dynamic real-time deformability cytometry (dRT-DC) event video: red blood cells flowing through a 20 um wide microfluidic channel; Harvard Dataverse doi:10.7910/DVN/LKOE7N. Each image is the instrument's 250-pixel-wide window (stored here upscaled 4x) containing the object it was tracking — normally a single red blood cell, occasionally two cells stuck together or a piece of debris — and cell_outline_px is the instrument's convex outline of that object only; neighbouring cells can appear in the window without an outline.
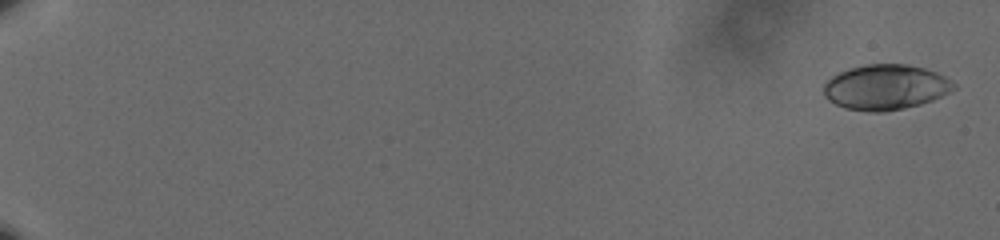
{"species": "human", "species_latin": "Homo sapiens", "temperature_condition": "cold", "stored_images_in_passage": 61, "camera_frame_rate_fps": 3000, "um_per_image_px": 0.085, "donor": {"sex": "male"}, "frame": {"image": 1, "passage_image": 2, "time_ms": 0.333, "image_size_px": [1000, 240], "cell_outline_px": [[956, 88], [932, 100], [920, 104], [904, 108], [884, 112], [868, 112], [844, 108], [828, 100], [824, 96], [824, 84], [832, 76], [848, 68], [864, 64], [904, 64], [924, 68], [936, 72], [944, 76], [956, 84]], "centroid_in_image_um": [75.25, 7.41], "position_along_channel_um": 9.7, "area_um2": 34.28}}
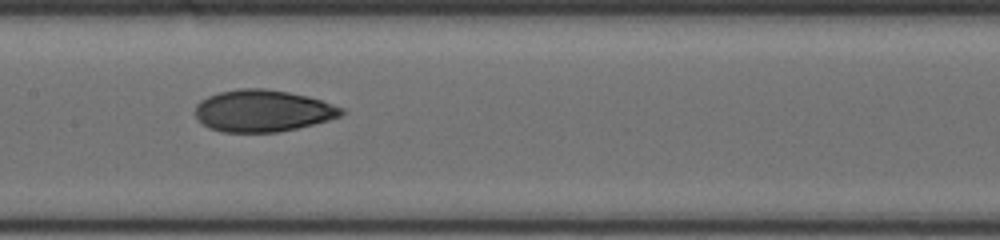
{"frame": {"image": 2, "passage_image": 35, "time_ms": 11.333, "image_size_px": [1000, 240], "cell_outline_px": [[344, 112], [340, 116], [328, 120], [296, 128], [276, 132], [224, 132], [208, 128], [196, 116], [196, 104], [200, 100], [208, 96], [220, 92], [240, 88], [264, 88], [288, 92], [308, 96], [344, 108]], "centroid_in_image_um": [22.32, 9.41], "position_along_channel_um": 185.1, "area_um2": 35.43}}
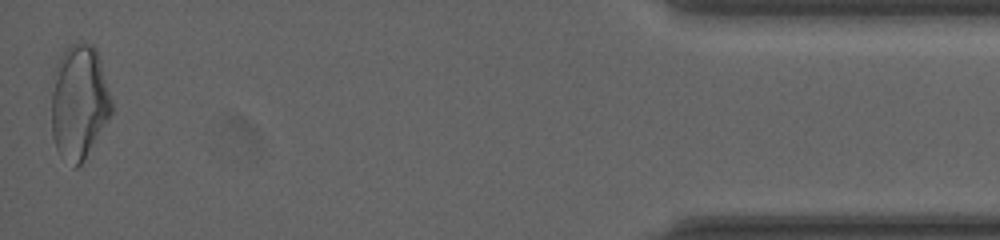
{"frame": {"image": 3, "passage_image": 61, "time_ms": 20.0, "image_size_px": [1000, 240], "cell_outline_px": [[112, 112], [84, 160], [76, 168], [72, 168], [60, 156], [56, 148], [52, 136], [52, 92], [56, 64], [60, 56], [68, 44], [92, 44], [96, 48], [100, 60], [112, 100]], "centroid_in_image_um": [6.71, 8.7], "position_along_channel_um": 428.5, "area_um2": 40.06}, "authors_computed_cell_mechanics": {"area_um2": 34.8534, "velocity_mm_per_s": 3.61, "shape_relaxation_time_tau1_ms": 11.047, "shape_relaxation_time_tau2_ms": 2.1595, "deformation_change_tau1": 0.2456, "deformation_change_tau2": 0.072}}